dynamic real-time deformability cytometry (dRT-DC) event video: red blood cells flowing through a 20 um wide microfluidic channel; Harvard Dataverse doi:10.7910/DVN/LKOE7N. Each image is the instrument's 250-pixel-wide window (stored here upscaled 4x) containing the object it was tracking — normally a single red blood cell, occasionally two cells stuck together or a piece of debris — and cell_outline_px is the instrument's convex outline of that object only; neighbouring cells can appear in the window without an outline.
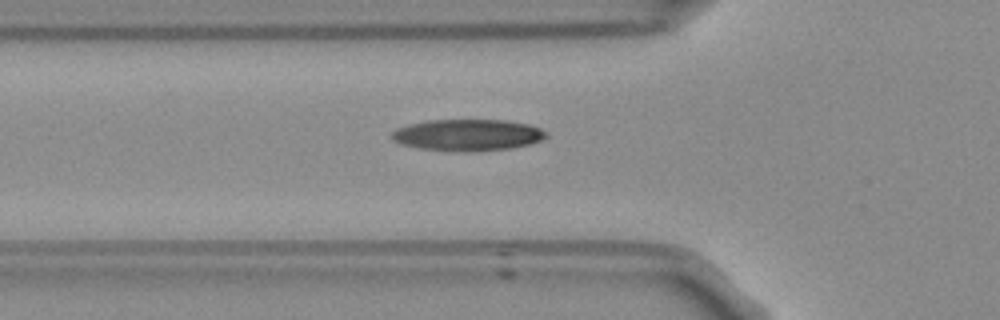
{"species": "Egyptian fruit bat (a non-hibernating species)", "species_latin": "Rousettus aegyptiacus", "temperature_condition": "room temperature", "stored_images_in_passage": 36, "camera_frame_rate_fps": 3000, "um_per_image_px": 0.085, "frame": {"image": 1, "passage_image": 2, "time_ms": 0.333, "image_size_px": [1000, 320], "cell_outline_px": [[548, 136], [540, 140], [528, 144], [512, 148], [420, 148], [400, 144], [392, 140], [392, 132], [396, 128], [408, 124], [428, 120], [504, 120], [528, 124], [540, 128], [548, 132]], "centroid_in_image_um": [39.75, 11.41], "position_along_channel_um": 86.1, "area_um2": 27.05}}
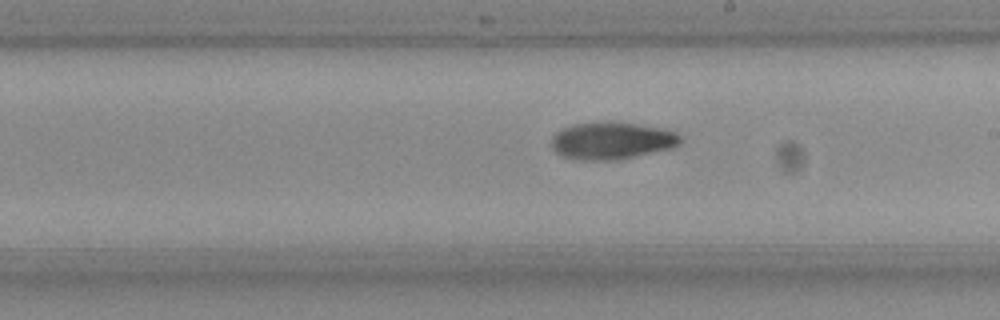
{"frame": {"image": 2, "passage_image": 14, "time_ms": 4.333, "image_size_px": [1000, 320], "cell_outline_px": [[684, 140], [680, 144], [672, 148], [616, 160], [588, 160], [564, 156], [556, 152], [552, 148], [552, 136], [556, 132], [572, 124], [636, 124], [664, 128], [676, 132]], "centroid_in_image_um": [52.05, 11.98], "position_along_channel_um": 236.9, "area_um2": 27.22}}
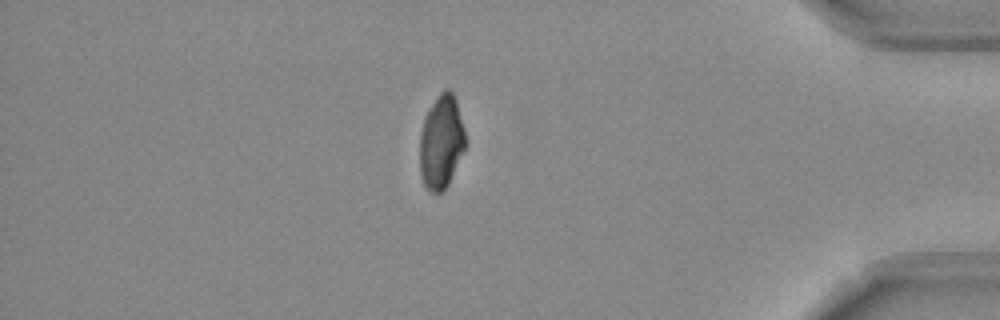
{"frame": {"image": 3, "passage_image": 30, "time_ms": 9.667, "image_size_px": [1000, 320], "cell_outline_px": [[464, 148], [448, 184], [440, 192], [432, 192], [424, 184], [420, 176], [420, 136], [424, 116], [440, 92], [444, 88], [448, 88], [452, 92], [456, 100], [464, 132]], "centroid_in_image_um": [37.48, 12.04], "position_along_channel_um": 397.7, "area_um2": 24.33}}